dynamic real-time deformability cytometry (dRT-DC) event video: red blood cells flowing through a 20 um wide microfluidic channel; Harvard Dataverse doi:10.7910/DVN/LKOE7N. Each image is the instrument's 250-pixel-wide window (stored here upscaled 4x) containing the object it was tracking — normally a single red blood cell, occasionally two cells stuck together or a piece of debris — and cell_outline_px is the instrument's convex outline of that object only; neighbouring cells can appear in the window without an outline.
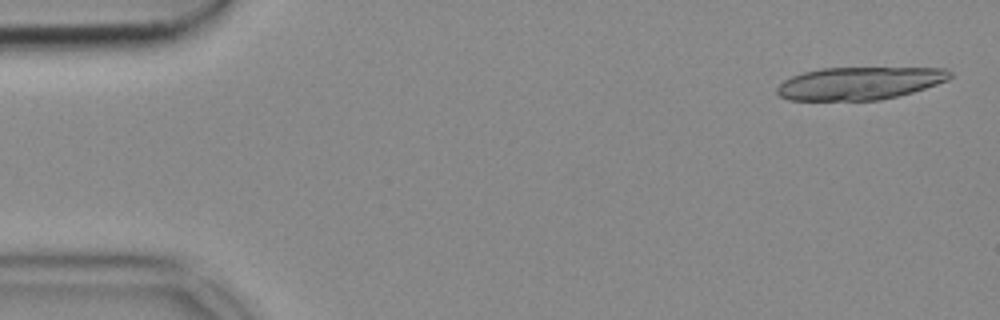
{"species": "common noctule bat (a hibernating species)", "species_latin": "Nyctalus noctula", "temperature_condition": "cold", "stored_images_in_passage": 17, "camera_frame_rate_fps": 3000, "um_per_image_px": 0.085, "animal": {"sex": "female", "body_mass_g": 18.4}, "frame": {"image": 1, "passage_image": 2, "time_ms": 0.333, "image_size_px": [1000, 320], "cell_outline_px": [[952, 76], [948, 80], [912, 92], [880, 100], [788, 100], [780, 96], [776, 92], [776, 88], [784, 80], [792, 76], [804, 72], [820, 68], [948, 68], [952, 72]], "centroid_in_image_um": [73.05, 7.07], "position_along_channel_um": 11.9, "area_um2": 32.89}}